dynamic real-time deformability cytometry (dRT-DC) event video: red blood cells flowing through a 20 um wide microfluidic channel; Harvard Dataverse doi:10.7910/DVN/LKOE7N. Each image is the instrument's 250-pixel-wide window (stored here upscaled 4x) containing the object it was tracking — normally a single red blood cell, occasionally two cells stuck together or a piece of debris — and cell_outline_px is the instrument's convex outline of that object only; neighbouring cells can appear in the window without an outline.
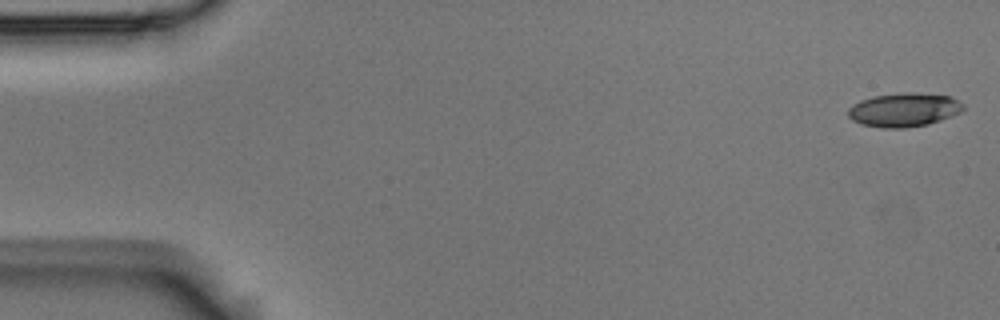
{"species": "Egyptian fruit bat (a non-hibernating species)", "species_latin": "Rousettus aegyptiacus", "temperature_condition": "room temperature", "stored_images_in_passage": 53, "camera_frame_rate_fps": 3000, "um_per_image_px": 0.085, "animal": {"sex": "male"}, "frame": {"image": 1, "passage_image": 1, "time_ms": 0.0, "image_size_px": [1000, 320], "cell_outline_px": [[964, 108], [960, 112], [940, 120], [928, 124], [904, 128], [880, 128], [860, 124], [852, 120], [848, 116], [848, 108], [852, 104], [860, 100], [872, 96], [908, 92], [912, 92], [948, 96], [964, 104]], "centroid_in_image_um": [76.78, 9.34], "position_along_channel_um": 8.2, "area_um2": 22.66}}
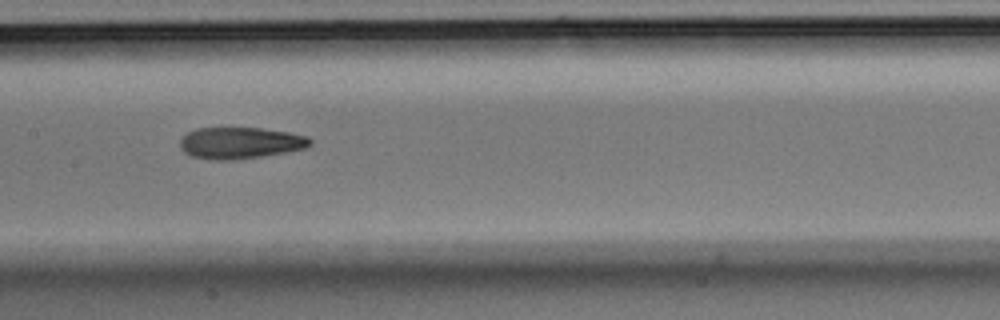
{"frame": {"image": 2, "passage_image": 26, "time_ms": 8.333, "image_size_px": [1000, 320], "cell_outline_px": [[312, 144], [304, 148], [284, 152], [236, 160], [208, 160], [192, 156], [184, 152], [180, 148], [180, 140], [188, 132], [196, 128], [260, 128], [288, 132], [308, 136], [312, 140]], "centroid_in_image_um": [20.4, 12.15], "position_along_channel_um": 187.0, "area_um2": 23.87}}
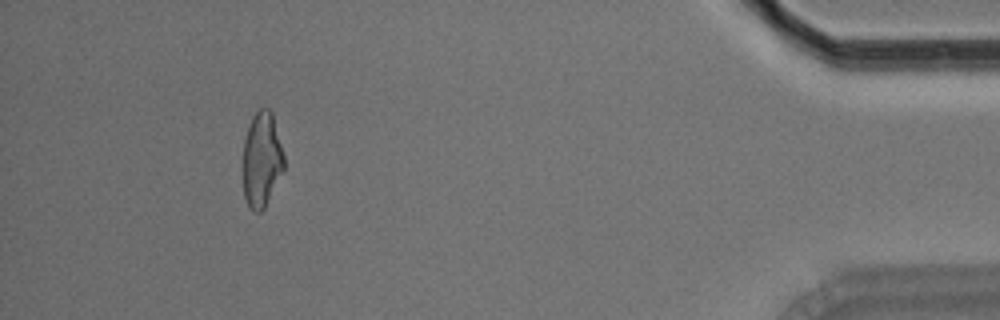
{"frame": {"image": 3, "passage_image": 49, "time_ms": 16.0, "image_size_px": [1000, 320], "cell_outline_px": [[284, 168], [264, 208], [260, 212], [252, 212], [248, 208], [244, 196], [240, 168], [244, 140], [252, 116], [260, 108], [268, 108], [272, 112], [284, 156]], "centroid_in_image_um": [22.19, 13.6], "position_along_channel_um": 413.0, "area_um2": 23.29}, "authors_computed_cell_mechanics": {"area_um2": 23.8136, "velocity_mm_per_s": 3.762, "shape_relaxation_time_tau1_ms": null, "shape_relaxation_time_tau2_ms": 3.4883, "deformation_change_tau1": null, "deformation_change_tau2": 0.1227}}